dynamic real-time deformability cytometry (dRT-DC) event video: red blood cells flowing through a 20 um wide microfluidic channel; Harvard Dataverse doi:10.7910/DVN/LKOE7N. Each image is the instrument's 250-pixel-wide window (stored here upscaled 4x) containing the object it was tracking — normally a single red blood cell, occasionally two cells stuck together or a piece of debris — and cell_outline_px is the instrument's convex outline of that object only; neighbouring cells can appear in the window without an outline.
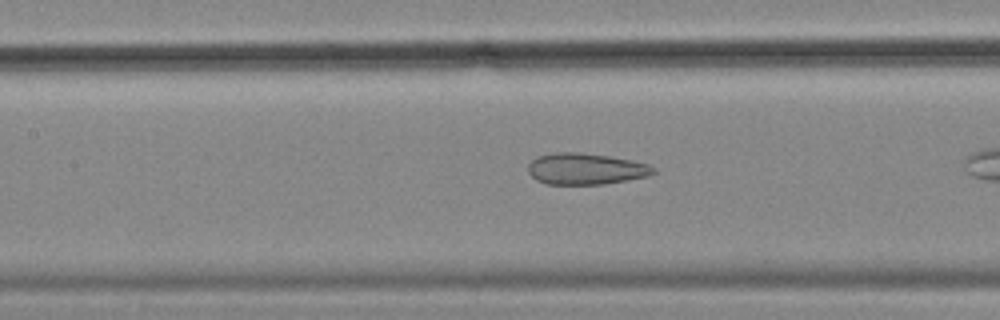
{"species": "common noctule bat (a hibernating species)", "species_latin": "Nyctalus noctula", "temperature_condition": "cold", "stored_images_in_passage": 46, "camera_frame_rate_fps": 3000, "um_per_image_px": 0.085, "animal": {"sex": "female", "body_mass_g": 18.4}, "frame": {"image": 1, "passage_image": 25, "time_ms": 8.0, "image_size_px": [1000, 320], "cell_outline_px": [[656, 172], [648, 176], [628, 180], [604, 184], [544, 184], [536, 180], [528, 172], [528, 164], [536, 156], [556, 152], [580, 152], [608, 156], [632, 160], [648, 164], [656, 168]], "centroid_in_image_um": [49.78, 14.35], "position_along_channel_um": 157.6, "area_um2": 23.06}}
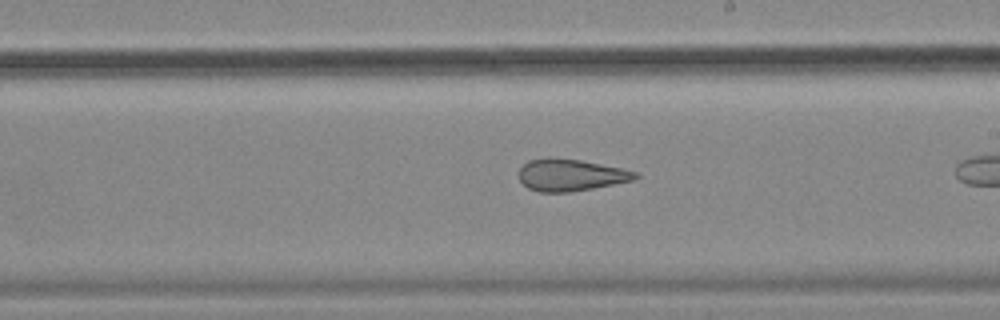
{"frame": {"image": 2, "passage_image": 32, "time_ms": 10.333, "image_size_px": [1000, 320], "cell_outline_px": [[640, 176], [632, 180], [592, 188], [568, 192], [540, 192], [528, 188], [520, 180], [520, 168], [528, 160], [548, 156], [552, 156], [580, 160], [620, 168], [636, 172]], "centroid_in_image_um": [48.46, 14.85], "position_along_channel_um": 240.5, "area_um2": 21.5}}
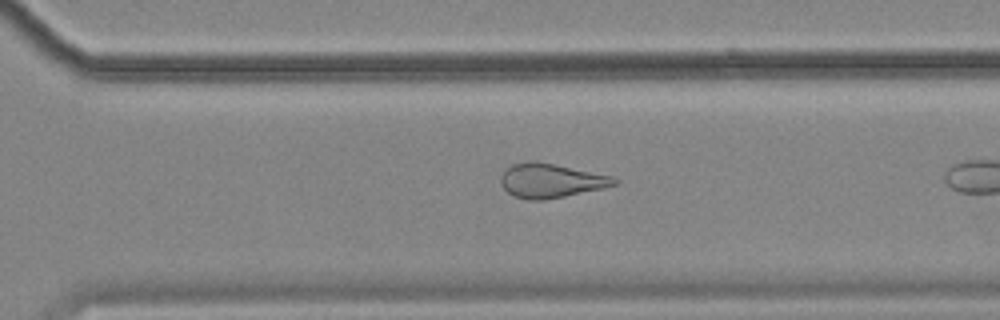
{"frame": {"image": 3, "passage_image": 39, "time_ms": 12.667, "image_size_px": [1000, 320], "cell_outline_px": [[620, 180], [616, 184], [604, 188], [544, 200], [528, 200], [516, 196], [508, 192], [500, 184], [500, 176], [512, 164], [528, 160], [536, 160], [556, 164], [612, 176]], "centroid_in_image_um": [46.82, 15.34], "position_along_channel_um": 323.8, "area_um2": 22.66}}